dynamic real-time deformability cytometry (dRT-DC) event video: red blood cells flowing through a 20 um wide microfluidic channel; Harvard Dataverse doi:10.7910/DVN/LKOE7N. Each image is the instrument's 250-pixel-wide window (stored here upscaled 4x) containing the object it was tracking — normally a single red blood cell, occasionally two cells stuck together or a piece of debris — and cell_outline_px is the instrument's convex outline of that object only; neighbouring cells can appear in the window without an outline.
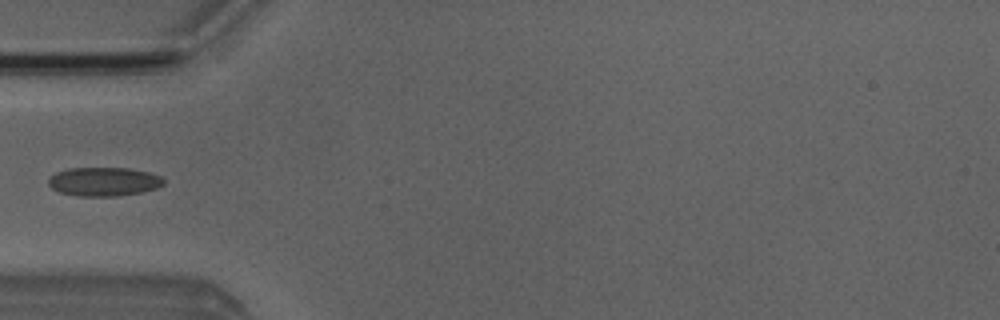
{"species": "Egyptian fruit bat (a non-hibernating species)", "species_latin": "Rousettus aegyptiacus", "temperature_condition": "room temperature", "stored_images_in_passage": 4, "camera_frame_rate_fps": 3000, "um_per_image_px": 0.085, "animal": {"sex": "male"}, "frame": {"image": 1, "passage_image": 4, "time_ms": 4.333, "image_size_px": [1000, 320], "cell_outline_px": [[164, 184], [156, 188], [140, 192], [116, 196], [76, 196], [60, 192], [52, 188], [48, 184], [48, 180], [56, 172], [68, 168], [128, 168], [148, 172], [160, 176], [164, 180]], "centroid_in_image_um": [8.81, 15.44], "position_along_channel_um": 76.2, "area_um2": 19.25}}